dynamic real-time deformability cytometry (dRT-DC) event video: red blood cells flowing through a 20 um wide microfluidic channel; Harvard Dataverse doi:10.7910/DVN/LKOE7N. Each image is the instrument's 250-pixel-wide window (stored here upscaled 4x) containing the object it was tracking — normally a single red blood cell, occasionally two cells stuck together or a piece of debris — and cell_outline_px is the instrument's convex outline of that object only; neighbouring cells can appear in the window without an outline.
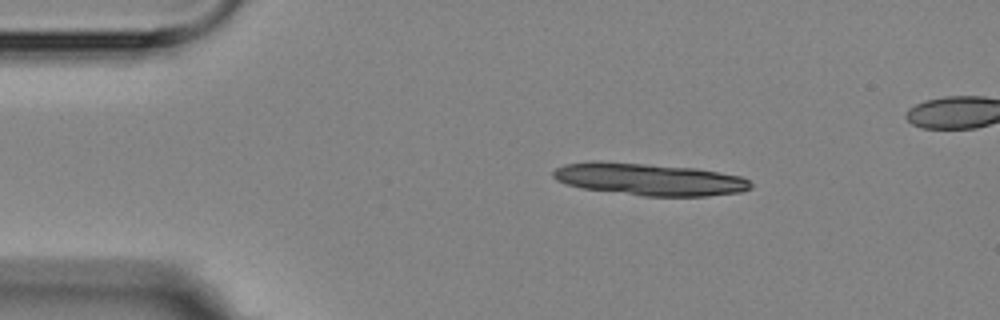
{"species": "Egyptian fruit bat (a non-hibernating species)", "species_latin": "Rousettus aegyptiacus", "temperature_condition": "room temperature", "stored_images_in_passage": 4, "camera_frame_rate_fps": 3000, "um_per_image_px": 0.085, "animal": {"sex": "female"}, "frame": {"image": 1, "passage_image": 1, "time_ms": 0.0, "image_size_px": [1000, 320], "cell_outline_px": [[752, 188], [740, 192], [708, 196], [644, 196], [584, 188], [568, 184], [556, 180], [552, 176], [552, 172], [556, 168], [564, 164], [592, 160], [600, 160], [696, 168], [740, 176], [748, 180], [752, 184]], "centroid_in_image_um": [55.16, 15.23], "position_along_channel_um": 29.8, "area_um2": 37.11}}